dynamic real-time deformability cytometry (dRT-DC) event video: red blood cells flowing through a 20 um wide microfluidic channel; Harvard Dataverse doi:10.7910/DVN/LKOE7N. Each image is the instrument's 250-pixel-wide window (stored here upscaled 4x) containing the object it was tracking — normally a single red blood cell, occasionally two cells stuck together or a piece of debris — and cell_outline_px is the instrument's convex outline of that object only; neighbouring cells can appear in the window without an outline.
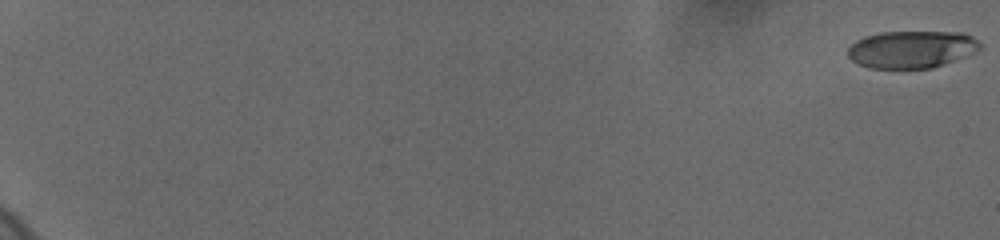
{"species": "human", "species_latin": "Homo sapiens", "temperature_condition": "cold", "stored_images_in_passage": 29, "camera_frame_rate_fps": 3000, "um_per_image_px": 0.085, "donor": {"sex": "female"}, "frame": {"image": 1, "passage_image": 1, "time_ms": 0.0, "image_size_px": [1000, 240], "cell_outline_px": [[980, 48], [976, 52], [968, 56], [932, 68], [868, 68], [852, 60], [848, 56], [848, 48], [856, 40], [864, 36], [880, 32], [964, 32], [972, 36], [980, 44]], "centroid_in_image_um": [77.5, 4.19], "position_along_channel_um": 7.5, "area_um2": 28.84}}
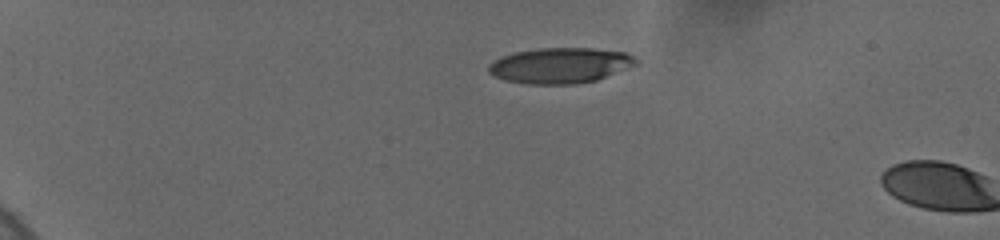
{"frame": {"image": 2, "passage_image": 26, "time_ms": 5.0, "image_size_px": [1000, 240], "cell_outline_px": [[636, 64], [596, 80], [576, 84], [524, 84], [504, 80], [488, 72], [488, 64], [492, 60], [500, 56], [512, 52], [536, 48], [592, 48], [628, 52], [636, 60]], "centroid_in_image_um": [47.54, 5.55], "position_along_channel_um": 37.5, "area_um2": 30.69}}